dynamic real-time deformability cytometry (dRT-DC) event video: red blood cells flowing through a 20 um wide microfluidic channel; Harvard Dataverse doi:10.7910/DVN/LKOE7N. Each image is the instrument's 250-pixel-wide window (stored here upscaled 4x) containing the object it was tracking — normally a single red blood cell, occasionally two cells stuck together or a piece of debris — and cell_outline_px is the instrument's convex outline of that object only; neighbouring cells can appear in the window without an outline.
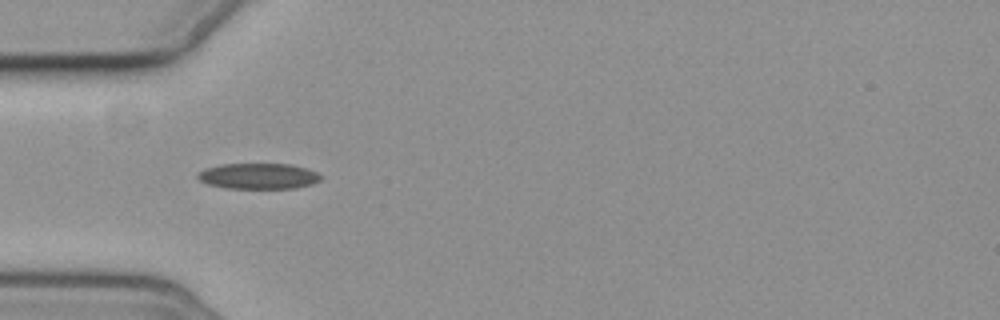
{"species": "common noctule bat (a hibernating species)", "species_latin": "Nyctalus noctula", "temperature_condition": "cold", "stored_images_in_passage": 10, "camera_frame_rate_fps": 3000, "um_per_image_px": 0.085, "animal": {"sex": "female", "body_mass_g": 19.3, "forearm_length_mm": 54.1}, "frame": {"image": 1, "passage_image": 4, "time_ms": 3.333, "image_size_px": [1000, 320], "cell_outline_px": [[320, 180], [312, 184], [292, 188], [228, 188], [208, 184], [200, 180], [196, 176], [204, 168], [220, 164], [292, 164], [316, 172], [320, 176]], "centroid_in_image_um": [21.94, 14.96], "position_along_channel_um": 63.1, "area_um2": 18.26}}
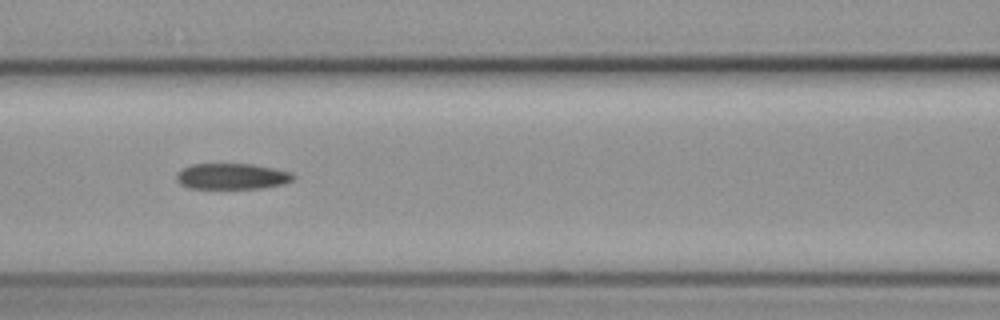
{"frame": {"image": 2, "passage_image": 6, "time_ms": 5.667, "image_size_px": [1000, 320], "cell_outline_px": [[296, 176], [292, 180], [284, 184], [260, 188], [188, 188], [180, 184], [176, 180], [176, 176], [184, 168], [192, 164], [252, 164], [276, 168], [292, 172]], "centroid_in_image_um": [19.76, 14.98], "position_along_channel_um": 146.8, "area_um2": 17.63}}
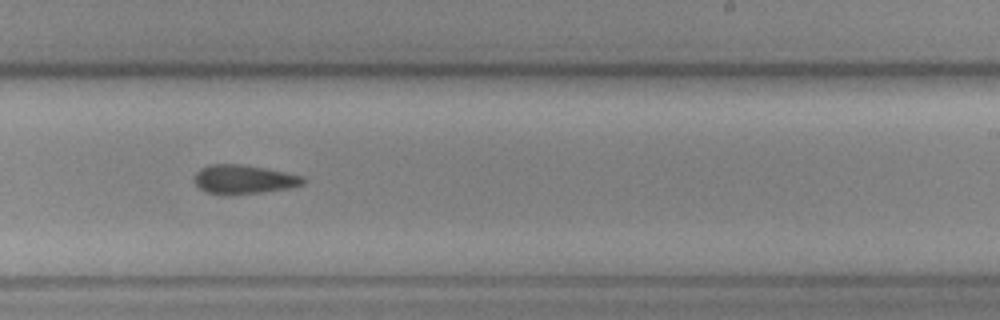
{"frame": {"image": 3, "passage_image": 9, "time_ms": 9.0, "image_size_px": [1000, 320], "cell_outline_px": [[308, 180], [304, 184], [288, 188], [264, 192], [204, 192], [196, 184], [196, 172], [200, 168], [212, 164], [240, 164], [264, 168], [304, 176]], "centroid_in_image_um": [20.79, 15.21], "position_along_channel_um": 268.2, "area_um2": 17.69}}